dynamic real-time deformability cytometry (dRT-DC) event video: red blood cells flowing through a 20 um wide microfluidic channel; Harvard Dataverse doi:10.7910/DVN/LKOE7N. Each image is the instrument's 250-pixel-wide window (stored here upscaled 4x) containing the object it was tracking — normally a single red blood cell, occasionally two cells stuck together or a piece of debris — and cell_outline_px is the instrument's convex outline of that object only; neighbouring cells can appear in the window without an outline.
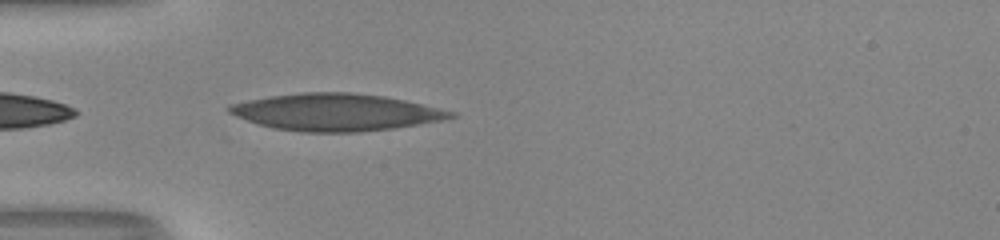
{"species": "human", "species_latin": "Homo sapiens", "temperature_condition": "room temperature", "stored_images_in_passage": 23, "camera_frame_rate_fps": 3000, "um_per_image_px": 0.085, "donor": {"sex": "male"}, "frame": {"image": 1, "passage_image": 1, "time_ms": 0.0, "image_size_px": [1000, 240], "cell_outline_px": [[460, 116], [420, 124], [396, 128], [360, 132], [304, 132], [272, 128], [236, 116], [228, 112], [224, 108], [228, 104], [268, 96], [300, 92], [352, 92], [384, 96], [404, 100], [456, 112]], "centroid_in_image_um": [28.54, 9.53], "position_along_channel_um": 56.5, "area_um2": 48.03}}
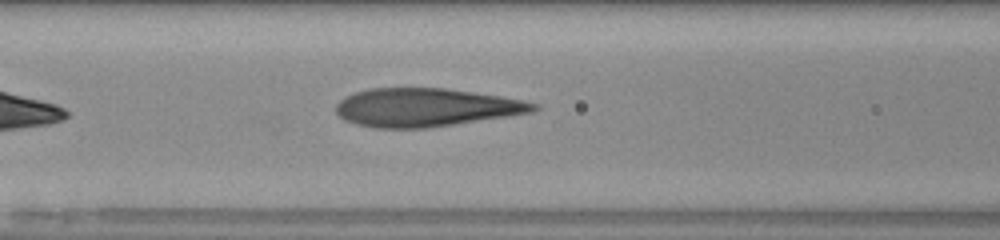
{"frame": {"image": 2, "passage_image": 7, "time_ms": 2.0, "image_size_px": [1000, 240], "cell_outline_px": [[540, 108], [532, 112], [508, 116], [428, 128], [376, 128], [356, 124], [344, 120], [336, 112], [336, 104], [340, 100], [356, 92], [372, 88], [444, 88], [500, 96], [524, 100], [540, 104]], "centroid_in_image_um": [36.21, 9.14], "position_along_channel_um": 130.4, "area_um2": 43.99}}